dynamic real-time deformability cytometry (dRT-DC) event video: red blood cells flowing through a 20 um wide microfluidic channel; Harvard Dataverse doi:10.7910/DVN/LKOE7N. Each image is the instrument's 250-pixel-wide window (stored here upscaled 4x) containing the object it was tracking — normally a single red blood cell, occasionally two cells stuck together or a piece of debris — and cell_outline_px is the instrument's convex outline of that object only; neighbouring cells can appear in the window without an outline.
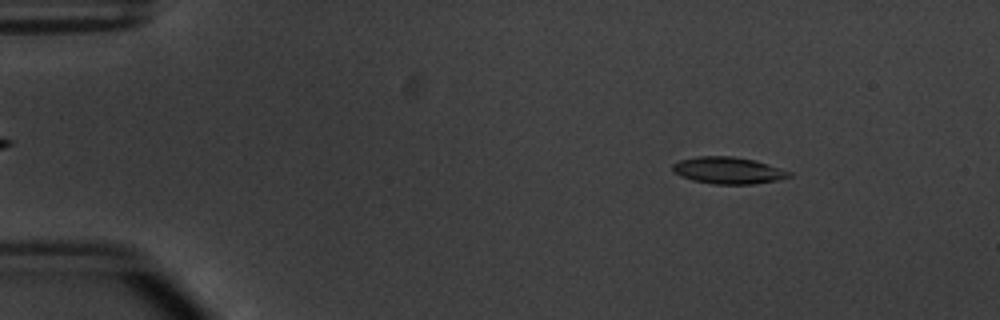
{"species": "common noctule bat (a hibernating species)", "species_latin": "Nyctalus noctula", "temperature_condition": "warm", "stored_images_in_passage": 47, "camera_frame_rate_fps": 3000, "um_per_image_px": 0.085, "animal": {"sex": "male", "body_mass_g": 20.1, "forearm_length_mm": 53.5}, "frame": {"image": 1, "passage_image": 1, "time_ms": 0.0, "image_size_px": [1000, 320], "cell_outline_px": [[792, 176], [776, 180], [752, 184], [712, 184], [692, 180], [680, 176], [672, 168], [672, 164], [680, 160], [696, 156], [732, 156], [756, 160], [792, 172]], "centroid_in_image_um": [61.89, 14.48], "position_along_channel_um": 23.1, "area_um2": 18.21}}
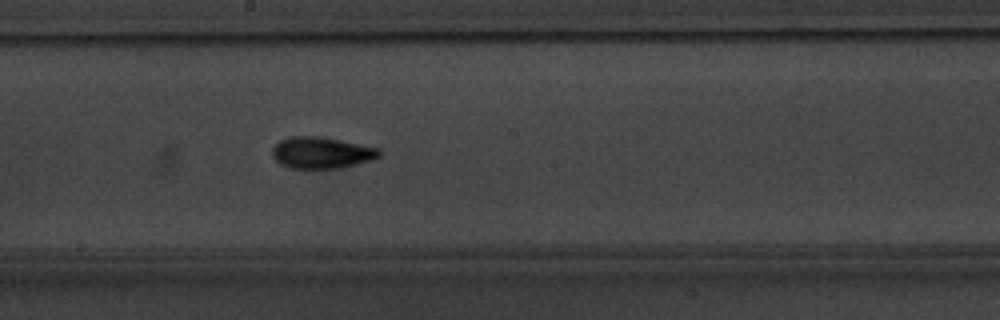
{"frame": {"image": 2, "passage_image": 23, "time_ms": 7.333, "image_size_px": [1000, 320], "cell_outline_px": [[380, 156], [372, 160], [340, 168], [292, 168], [280, 164], [272, 156], [272, 148], [280, 140], [288, 136], [316, 136], [340, 140], [380, 148]], "centroid_in_image_um": [27.32, 12.97], "position_along_channel_um": 220.9, "area_um2": 19.59}}
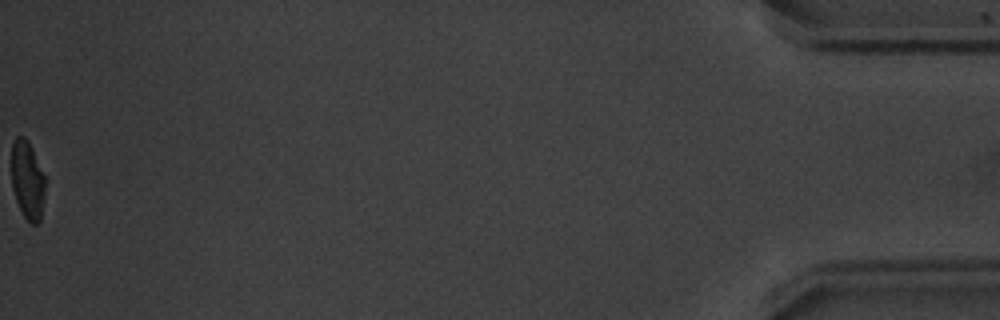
{"frame": {"image": 3, "passage_image": 47, "time_ms": 15.333, "image_size_px": [1000, 320], "cell_outline_px": [[44, 196], [40, 220], [36, 224], [32, 224], [24, 216], [16, 200], [12, 188], [12, 144], [16, 136], [24, 136], [28, 140], [32, 148], [44, 176]], "centroid_in_image_um": [2.32, 15.29], "position_along_channel_um": 432.9, "area_um2": 15.14}, "authors_computed_cell_mechanics": {"area_um2": 18.207, "velocity_mm_per_s": 3.8309, "shape_relaxation_time_tau1_ms": 3.4821, "shape_relaxation_time_tau2_ms": 3.1799, "deformation_change_tau1": 0.148, "deformation_change_tau2": 0.1097}}